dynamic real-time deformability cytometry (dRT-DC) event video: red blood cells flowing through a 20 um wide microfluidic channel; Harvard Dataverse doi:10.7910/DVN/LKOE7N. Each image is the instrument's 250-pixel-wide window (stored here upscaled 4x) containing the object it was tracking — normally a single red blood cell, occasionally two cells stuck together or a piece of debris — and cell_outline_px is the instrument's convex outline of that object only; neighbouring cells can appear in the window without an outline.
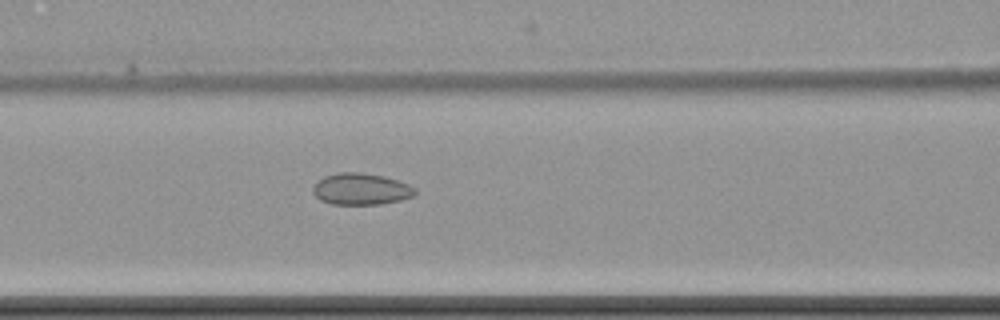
{"species": "common noctule bat (a hibernating species)", "species_latin": "Nyctalus noctula", "temperature_condition": "cold", "stored_images_in_passage": 5, "camera_frame_rate_fps": 3000, "um_per_image_px": 0.085, "animal": {"sex": "female", "body_mass_g": 22.7, "forearm_length_mm": 54.2}, "frame": {"image": 1, "passage_image": 5, "time_ms": 6.0, "image_size_px": [1000, 320], "cell_outline_px": [[416, 196], [400, 200], [380, 204], [332, 204], [320, 200], [312, 192], [312, 188], [316, 180], [324, 176], [340, 172], [360, 172], [384, 176], [408, 184], [416, 188]], "centroid_in_image_um": [30.67, 16.06], "position_along_channel_um": 135.9, "area_um2": 18.96}}